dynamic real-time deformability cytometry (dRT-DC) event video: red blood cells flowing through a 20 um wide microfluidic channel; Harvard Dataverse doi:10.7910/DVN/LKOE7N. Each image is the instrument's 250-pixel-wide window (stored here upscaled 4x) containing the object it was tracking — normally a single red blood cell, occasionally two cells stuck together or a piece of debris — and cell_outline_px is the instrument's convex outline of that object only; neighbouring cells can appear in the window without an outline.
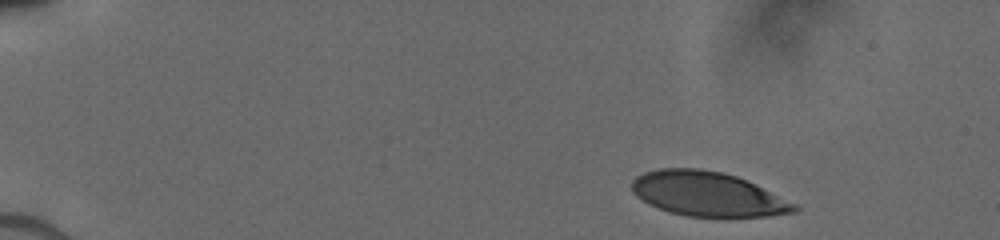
{"species": "human", "species_latin": "Homo sapiens", "temperature_condition": "cold", "stored_images_in_passage": 7, "camera_frame_rate_fps": 3000, "um_per_image_px": 0.085, "donor": {"sex": "male"}, "frame": {"image": 1, "passage_image": 1, "time_ms": 0.0, "image_size_px": [1000, 240], "cell_outline_px": [[800, 208], [796, 212], [768, 216], [688, 216], [668, 212], [648, 204], [636, 196], [632, 192], [632, 180], [636, 176], [644, 172], [660, 168], [700, 168], [720, 172], [736, 176], [796, 204]], "centroid_in_image_um": [60.09, 16.49], "position_along_channel_um": 24.9, "area_um2": 41.73}}
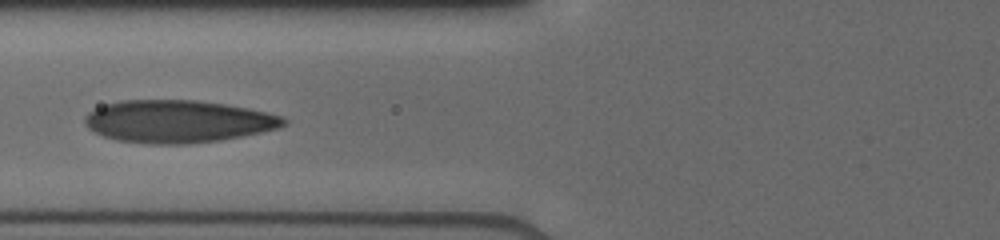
{"frame": {"image": 2, "passage_image": 6, "time_ms": 5.0, "image_size_px": [1000, 240], "cell_outline_px": [[288, 124], [280, 128], [220, 140], [188, 144], [148, 144], [116, 140], [104, 136], [88, 128], [84, 124], [84, 116], [88, 112], [104, 104], [120, 100], [196, 100], [224, 104], [248, 108], [280, 116], [288, 120]], "centroid_in_image_um": [15.09, 10.32], "position_along_channel_um": 110.7, "area_um2": 49.3}}
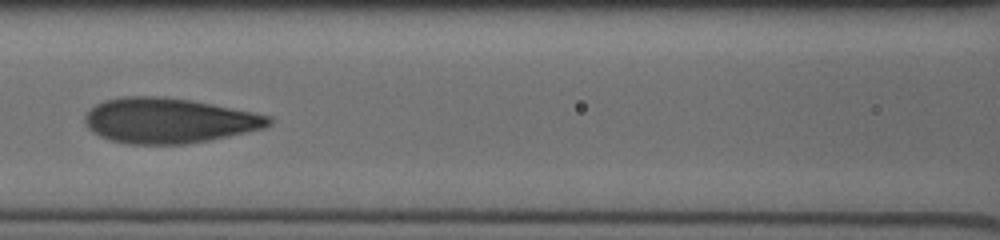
{"frame": {"image": 3, "passage_image": 7, "time_ms": 6.0, "image_size_px": [1000, 240], "cell_outline_px": [[272, 124], [264, 128], [248, 132], [188, 144], [128, 144], [108, 140], [92, 132], [84, 124], [84, 116], [96, 104], [104, 100], [124, 96], [156, 96], [192, 100], [272, 116]], "centroid_in_image_um": [14.33, 10.25], "position_along_channel_um": 152.3, "area_um2": 48.49}}